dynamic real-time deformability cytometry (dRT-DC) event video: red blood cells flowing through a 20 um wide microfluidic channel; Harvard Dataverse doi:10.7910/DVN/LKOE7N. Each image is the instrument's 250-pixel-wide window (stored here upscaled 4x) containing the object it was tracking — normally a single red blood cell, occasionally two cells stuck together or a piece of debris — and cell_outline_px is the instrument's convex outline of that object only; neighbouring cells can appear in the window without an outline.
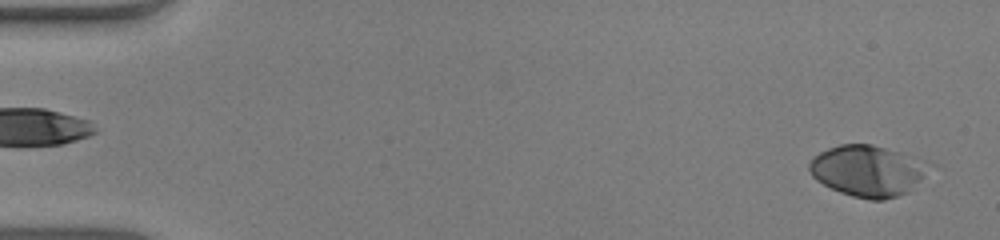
{"species": "human", "species_latin": "Homo sapiens", "temperature_condition": "warm", "stored_images_in_passage": 50, "camera_frame_rate_fps": 3000, "um_per_image_px": 0.085, "donor": {"sex": "male"}, "frame": {"image": 1, "passage_image": 2, "time_ms": 0.333, "image_size_px": [1000, 240], "cell_outline_px": [[936, 164], [908, 192], [884, 200], [868, 200], [852, 196], [840, 192], [816, 180], [812, 176], [808, 168], [808, 164], [820, 152], [828, 148], [840, 144], [872, 144], [900, 152]], "centroid_in_image_um": [73.8, 14.52], "position_along_channel_um": 11.2, "area_um2": 35.84}}
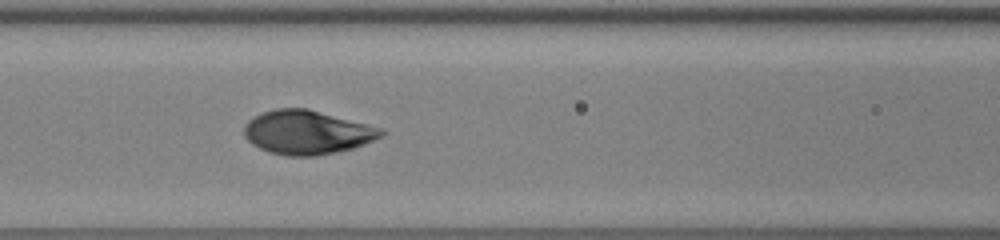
{"frame": {"image": 2, "passage_image": 23, "time_ms": 7.333, "image_size_px": [1000, 240], "cell_outline_px": [[388, 132], [364, 144], [352, 148], [336, 152], [316, 156], [288, 156], [268, 152], [252, 144], [244, 136], [244, 124], [248, 120], [264, 112], [276, 108], [308, 108], [368, 124], [380, 128]], "centroid_in_image_um": [26.09, 11.25], "position_along_channel_um": 140.5, "area_um2": 35.03}}
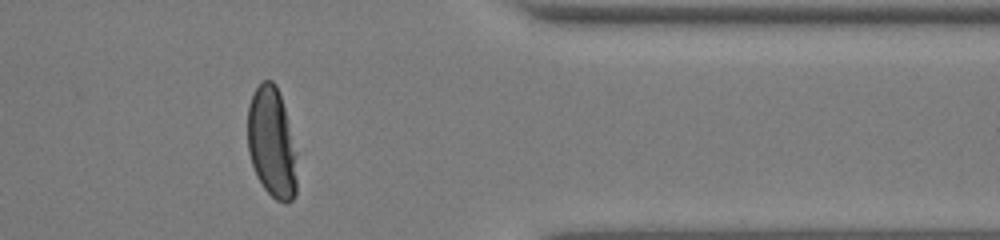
{"frame": {"image": 3, "passage_image": 43, "time_ms": 14.0, "image_size_px": [1000, 240], "cell_outline_px": [[296, 196], [292, 200], [284, 204], [276, 200], [264, 188], [256, 176], [248, 152], [248, 104], [256, 88], [264, 80], [272, 80], [276, 84], [284, 108], [296, 152]], "centroid_in_image_um": [23.1, 12.16], "position_along_channel_um": 388.3, "area_um2": 31.67}}